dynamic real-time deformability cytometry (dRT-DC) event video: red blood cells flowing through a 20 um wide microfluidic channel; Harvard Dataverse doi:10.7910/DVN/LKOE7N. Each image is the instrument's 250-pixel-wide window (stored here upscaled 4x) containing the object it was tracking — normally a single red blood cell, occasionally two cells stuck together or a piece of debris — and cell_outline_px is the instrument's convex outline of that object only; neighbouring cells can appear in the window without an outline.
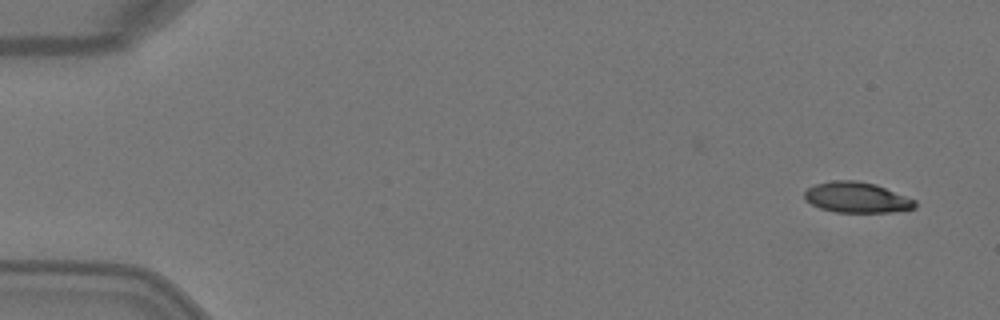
{"species": "Egyptian fruit bat (a non-hibernating species)", "species_latin": "Rousettus aegyptiacus", "temperature_condition": "warm", "stored_images_in_passage": 6, "camera_frame_rate_fps": 3000, "um_per_image_px": 0.085, "animal": {"sex": "female"}, "frame": {"image": 1, "passage_image": 1, "time_ms": 0.0, "image_size_px": [1000, 320], "cell_outline_px": [[916, 208], [892, 212], [836, 212], [820, 208], [804, 200], [804, 192], [808, 188], [816, 184], [832, 180], [856, 180], [876, 184], [916, 200]], "centroid_in_image_um": [72.82, 16.78], "position_along_channel_um": 12.2, "area_um2": 19.77}}
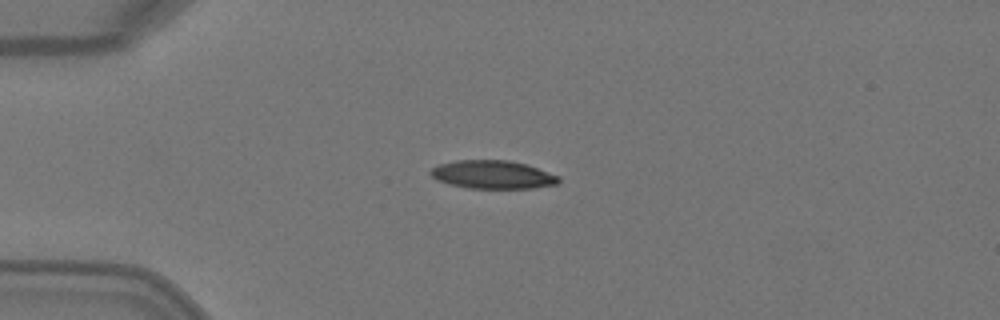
{"frame": {"image": 2, "passage_image": 3, "time_ms": 0.667, "image_size_px": [1000, 320], "cell_outline_px": [[560, 180], [556, 184], [532, 188], [468, 188], [448, 184], [436, 180], [428, 172], [436, 164], [456, 160], [508, 160], [528, 164], [560, 176]], "centroid_in_image_um": [41.85, 14.83], "position_along_channel_um": 43.1, "area_um2": 21.33}}